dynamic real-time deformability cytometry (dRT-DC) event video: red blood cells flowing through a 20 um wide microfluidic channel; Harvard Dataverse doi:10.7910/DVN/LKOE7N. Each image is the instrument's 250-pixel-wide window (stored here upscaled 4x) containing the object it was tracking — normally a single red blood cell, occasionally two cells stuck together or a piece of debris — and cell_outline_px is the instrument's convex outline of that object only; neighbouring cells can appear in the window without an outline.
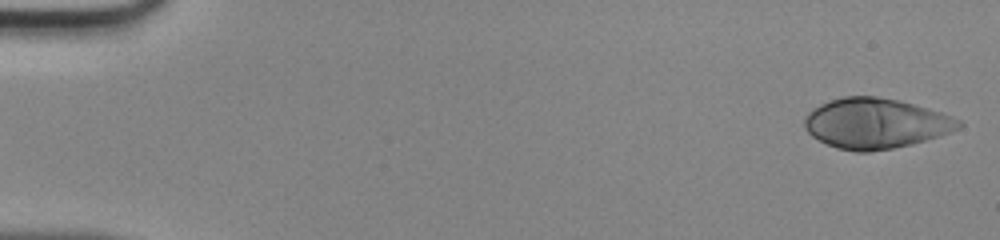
{"species": "human", "species_latin": "Homo sapiens", "temperature_condition": "room temperature", "stored_images_in_passage": 47, "camera_frame_rate_fps": 3000, "um_per_image_px": 0.085, "donor": {"sex": "male"}, "frame": {"image": 1, "passage_image": 1, "time_ms": 0.0, "image_size_px": [1000, 240], "cell_outline_px": [[964, 124], [960, 128], [912, 144], [892, 148], [868, 152], [856, 152], [836, 148], [812, 136], [804, 128], [804, 120], [808, 112], [812, 108], [828, 100], [844, 96], [876, 96], [896, 100], [928, 108], [952, 116], [960, 120]], "centroid_in_image_um": [74.39, 10.48], "position_along_channel_um": 10.6, "area_um2": 44.97}}
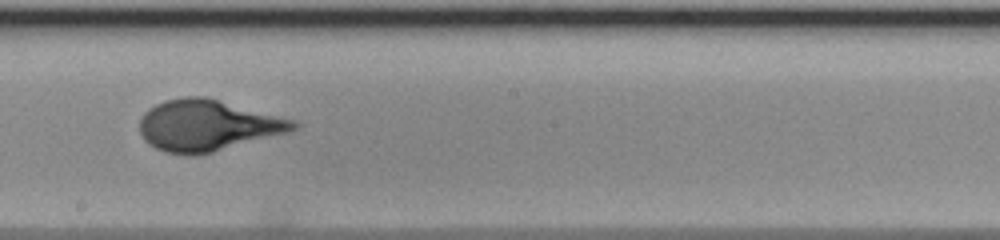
{"frame": {"image": 2, "passage_image": 27, "time_ms": 8.667, "image_size_px": [1000, 240], "cell_outline_px": [[300, 128], [288, 132], [212, 152], [192, 156], [188, 156], [164, 152], [148, 144], [144, 140], [140, 132], [140, 116], [148, 108], [164, 100], [184, 96], [204, 96], [296, 120], [300, 124]], "centroid_in_image_um": [17.62, 10.66], "position_along_channel_um": 230.6, "area_um2": 46.01}}
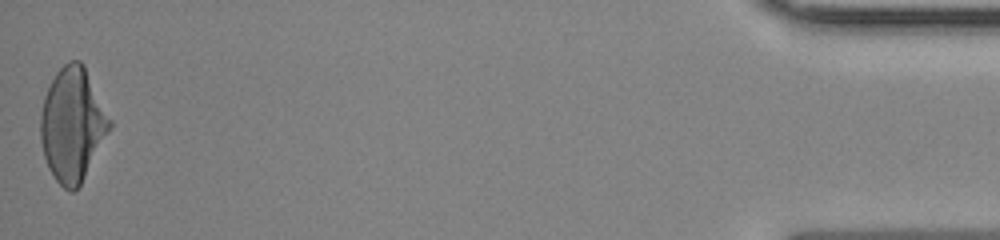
{"frame": {"image": 3, "passage_image": 47, "time_ms": 15.333, "image_size_px": [1000, 240], "cell_outline_px": [[112, 128], [80, 184], [72, 192], [68, 192], [56, 180], [48, 168], [44, 156], [40, 140], [40, 116], [44, 96], [56, 72], [68, 60], [80, 60], [84, 64], [112, 120]], "centroid_in_image_um": [6.17, 10.57], "position_along_channel_um": 429.0, "area_um2": 45.95}}